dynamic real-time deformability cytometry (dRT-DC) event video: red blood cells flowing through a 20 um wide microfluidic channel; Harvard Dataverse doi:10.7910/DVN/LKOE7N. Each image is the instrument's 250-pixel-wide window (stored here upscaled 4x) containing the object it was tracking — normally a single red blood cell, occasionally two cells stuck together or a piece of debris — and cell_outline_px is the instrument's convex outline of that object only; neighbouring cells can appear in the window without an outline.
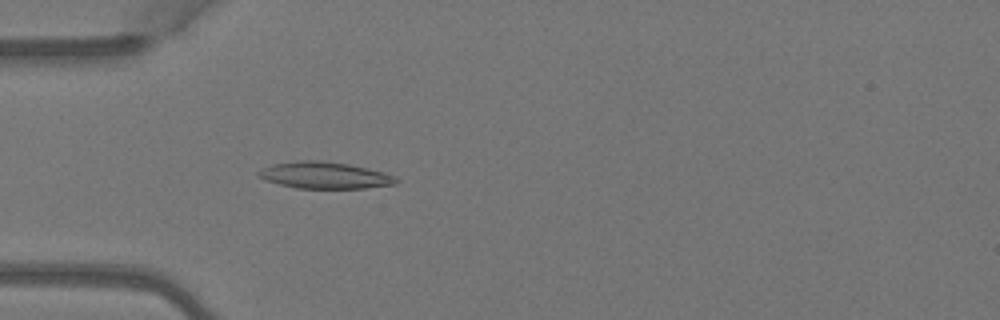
{"species": "Egyptian fruit bat (a non-hibernating species)", "species_latin": "Rousettus aegyptiacus", "temperature_condition": "warm", "stored_images_in_passage": 3, "camera_frame_rate_fps": 3000, "um_per_image_px": 0.085, "animal": {"sex": "female"}, "frame": {"image": 1, "passage_image": 3, "time_ms": 0.667, "image_size_px": [1000, 320], "cell_outline_px": [[400, 180], [396, 184], [364, 188], [296, 188], [280, 184], [256, 176], [256, 172], [272, 164], [300, 160], [320, 160], [348, 164], [384, 172], [396, 176]], "centroid_in_image_um": [27.62, 14.89], "position_along_channel_um": 57.4, "area_um2": 21.33}}